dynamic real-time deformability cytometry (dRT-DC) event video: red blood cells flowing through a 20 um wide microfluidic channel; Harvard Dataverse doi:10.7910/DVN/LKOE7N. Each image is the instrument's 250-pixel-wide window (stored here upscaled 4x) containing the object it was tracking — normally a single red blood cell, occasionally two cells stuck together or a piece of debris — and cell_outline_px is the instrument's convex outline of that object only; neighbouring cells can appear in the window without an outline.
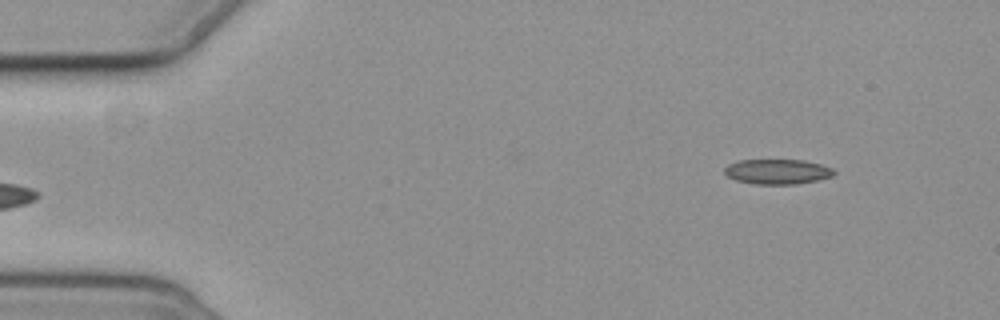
{"species": "common noctule bat (a hibernating species)", "species_latin": "Nyctalus noctula", "temperature_condition": "cold", "stored_images_in_passage": 2, "camera_frame_rate_fps": 3000, "um_per_image_px": 0.085, "animal": {"sex": "female", "body_mass_g": 19.3, "forearm_length_mm": 54.1}, "frame": {"image": 1, "passage_image": 2, "time_ms": 1.333, "image_size_px": [1000, 320], "cell_outline_px": [[836, 172], [832, 176], [816, 180], [796, 184], [756, 184], [736, 180], [728, 176], [724, 172], [724, 168], [728, 164], [736, 160], [804, 160], [820, 164], [832, 168]], "centroid_in_image_um": [66.06, 14.58], "position_along_channel_um": 18.9, "area_um2": 15.9}}